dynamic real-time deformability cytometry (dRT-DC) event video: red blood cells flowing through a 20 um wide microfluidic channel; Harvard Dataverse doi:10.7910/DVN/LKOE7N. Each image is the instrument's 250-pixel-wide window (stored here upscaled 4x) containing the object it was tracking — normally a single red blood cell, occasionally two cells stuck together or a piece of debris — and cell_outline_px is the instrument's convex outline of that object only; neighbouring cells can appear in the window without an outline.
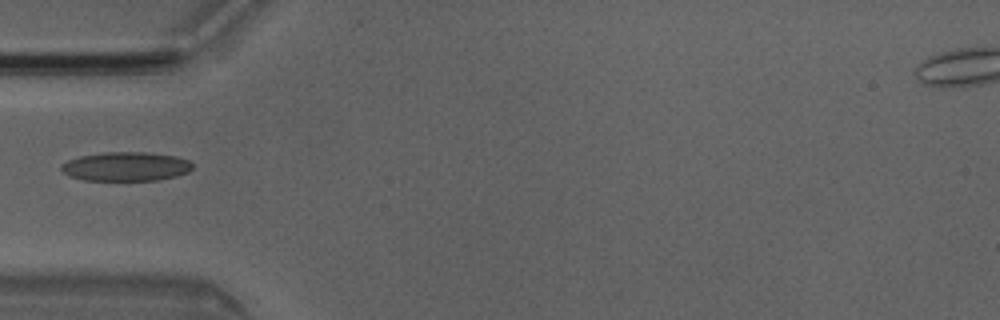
{"species": "Egyptian fruit bat (a non-hibernating species)", "species_latin": "Rousettus aegyptiacus", "temperature_condition": "room temperature", "stored_images_in_passage": 5, "camera_frame_rate_fps": 3000, "um_per_image_px": 0.085, "animal": {"sex": "male"}, "frame": {"image": 1, "passage_image": 4, "time_ms": 1.0, "image_size_px": [1000, 320], "cell_outline_px": [[192, 168], [188, 172], [176, 176], [156, 180], [84, 180], [68, 176], [60, 168], [60, 164], [68, 160], [80, 156], [104, 152], [144, 152], [176, 156], [188, 160], [192, 164]], "centroid_in_image_um": [10.68, 14.15], "position_along_channel_um": 74.3, "area_um2": 22.2}}